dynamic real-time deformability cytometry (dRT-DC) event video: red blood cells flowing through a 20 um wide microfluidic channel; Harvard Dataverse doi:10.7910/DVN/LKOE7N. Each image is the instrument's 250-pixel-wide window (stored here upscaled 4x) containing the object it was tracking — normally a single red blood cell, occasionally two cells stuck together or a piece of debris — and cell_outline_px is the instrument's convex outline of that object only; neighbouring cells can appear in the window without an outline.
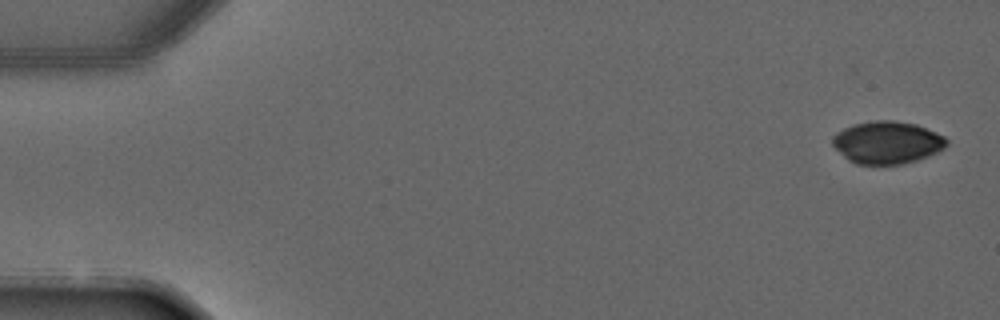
{"species": "common noctule bat (a hibernating species)", "species_latin": "Nyctalus noctula", "temperature_condition": "warm", "stored_images_in_passage": 4, "camera_frame_rate_fps": 3000, "um_per_image_px": 0.085, "animal": {"sex": "male", "forearm_length_mm": 52.5}, "frame": {"image": 1, "passage_image": 1, "time_ms": 0.0, "image_size_px": [1000, 320], "cell_outline_px": [[948, 144], [944, 148], [928, 156], [904, 164], [856, 164], [848, 160], [832, 144], [832, 136], [836, 132], [852, 124], [876, 120], [892, 120], [916, 124], [936, 132], [944, 136], [948, 140]], "centroid_in_image_um": [75.41, 12.1], "position_along_channel_um": 9.6, "area_um2": 28.26}}